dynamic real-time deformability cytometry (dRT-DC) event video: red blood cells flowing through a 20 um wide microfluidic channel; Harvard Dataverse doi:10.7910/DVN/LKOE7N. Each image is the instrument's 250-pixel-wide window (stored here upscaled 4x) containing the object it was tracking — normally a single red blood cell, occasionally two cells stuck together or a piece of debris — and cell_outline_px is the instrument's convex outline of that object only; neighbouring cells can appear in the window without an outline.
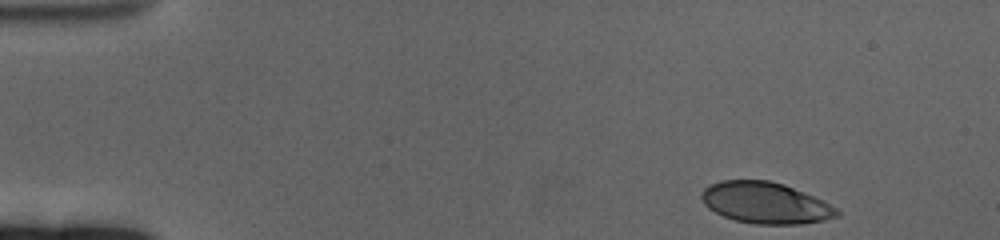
{"species": "human", "species_latin": "Homo sapiens", "temperature_condition": "cold", "stored_images_in_passage": 56, "camera_frame_rate_fps": 3000, "um_per_image_px": 0.085, "donor": {"sex": "female"}, "frame": {"image": 1, "passage_image": 1, "time_ms": 0.0, "image_size_px": [1000, 240], "cell_outline_px": [[840, 216], [824, 220], [800, 224], [756, 224], [736, 220], [724, 216], [708, 208], [704, 204], [700, 196], [704, 188], [708, 184], [720, 180], [768, 180], [784, 184], [804, 192], [836, 208], [840, 212]], "centroid_in_image_um": [65.03, 17.24], "position_along_channel_um": 20.0, "area_um2": 32.48}}
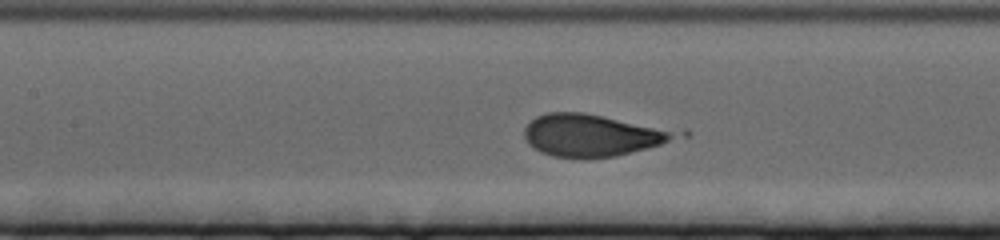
{"frame": {"image": 2, "passage_image": 23, "time_ms": 7.333, "image_size_px": [1000, 240], "cell_outline_px": [[692, 132], [688, 136], [660, 144], [616, 156], [584, 160], [552, 156], [540, 152], [528, 144], [524, 136], [524, 128], [536, 116], [548, 112], [580, 112], [688, 128]], "centroid_in_image_um": [50.6, 11.48], "position_along_channel_um": 156.8, "area_um2": 39.42}}
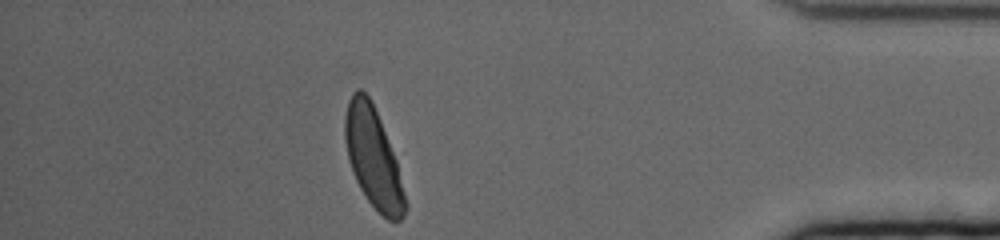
{"frame": {"image": 3, "passage_image": 49, "time_ms": 16.0, "image_size_px": [1000, 240], "cell_outline_px": [[408, 208], [404, 216], [400, 220], [388, 220], [368, 200], [360, 188], [356, 180], [348, 156], [344, 136], [344, 116], [348, 100], [352, 92], [356, 88], [360, 88], [372, 100], [396, 160], [408, 204]], "centroid_in_image_um": [31.72, 13.38], "position_along_channel_um": 403.5, "area_um2": 34.8}}